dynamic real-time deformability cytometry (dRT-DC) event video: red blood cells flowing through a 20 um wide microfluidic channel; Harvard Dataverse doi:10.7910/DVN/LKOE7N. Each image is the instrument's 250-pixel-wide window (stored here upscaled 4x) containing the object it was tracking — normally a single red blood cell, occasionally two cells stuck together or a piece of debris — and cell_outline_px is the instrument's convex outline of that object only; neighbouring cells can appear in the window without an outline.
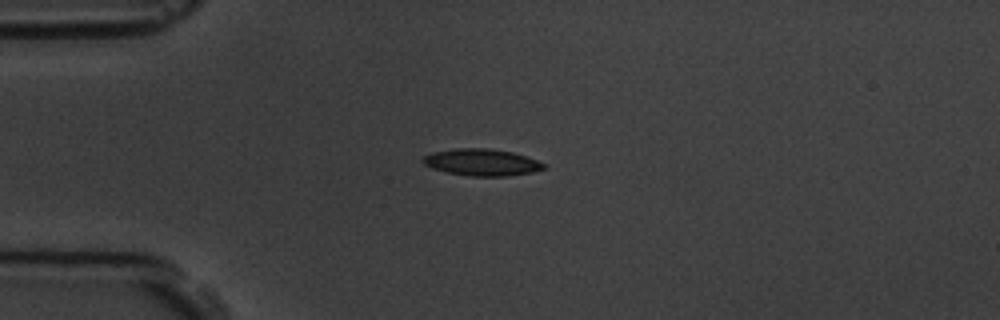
{"species": "common noctule bat (a hibernating species)", "species_latin": "Nyctalus noctula", "temperature_condition": "room temperature", "stored_images_in_passage": 5, "camera_frame_rate_fps": 3000, "um_per_image_px": 0.085, "animal": {"sex": "male", "body_mass_g": 19.5, "forearm_length_mm": 54.6}, "frame": {"image": 1, "passage_image": 4, "time_ms": 3.333, "image_size_px": [1000, 320], "cell_outline_px": [[548, 168], [532, 172], [508, 176], [472, 176], [448, 172], [432, 168], [424, 164], [420, 160], [424, 156], [432, 152], [456, 148], [488, 148], [512, 152], [548, 164]], "centroid_in_image_um": [40.97, 13.79], "position_along_channel_um": 44.0, "area_um2": 18.9}}